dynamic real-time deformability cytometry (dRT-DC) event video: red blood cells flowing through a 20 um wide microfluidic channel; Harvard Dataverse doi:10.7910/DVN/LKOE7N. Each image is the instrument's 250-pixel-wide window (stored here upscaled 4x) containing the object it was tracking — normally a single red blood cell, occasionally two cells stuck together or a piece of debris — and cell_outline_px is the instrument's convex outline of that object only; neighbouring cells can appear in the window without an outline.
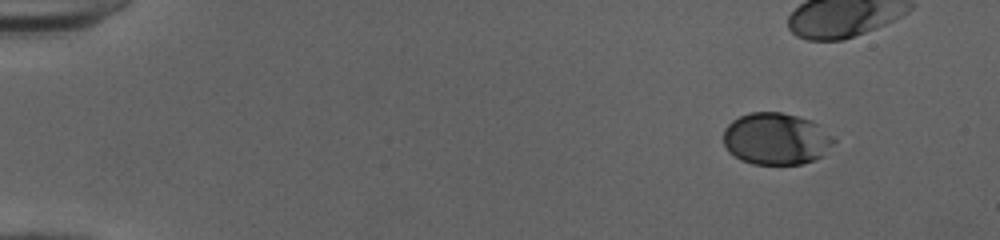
{"species": "human", "species_latin": "Homo sapiens", "temperature_condition": "cold", "stored_images_in_passage": 37, "camera_frame_rate_fps": 3000, "um_per_image_px": 0.085, "donor": {"sex": "female"}, "frame": {"image": 1, "passage_image": 1, "time_ms": 0.0, "image_size_px": [1000, 240], "cell_outline_px": [[836, 140], [820, 156], [812, 160], [800, 164], [752, 164], [740, 160], [728, 152], [724, 144], [724, 128], [732, 120], [748, 112], [780, 112], [812, 120], [832, 136]], "centroid_in_image_um": [65.92, 11.79], "position_along_channel_um": 19.1, "area_um2": 33.23}}
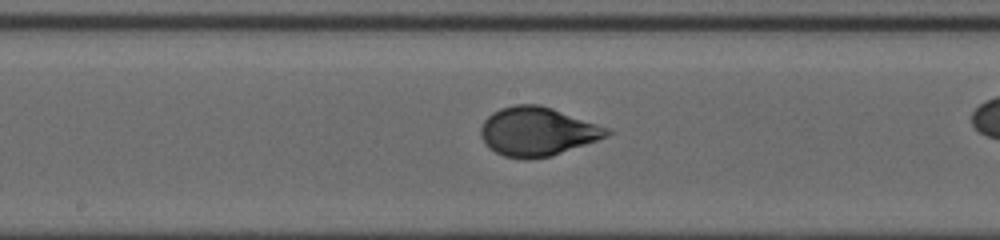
{"frame": {"image": 2, "passage_image": 24, "time_ms": 7.667, "image_size_px": [1000, 240], "cell_outline_px": [[616, 132], [608, 136], [552, 156], [528, 160], [504, 156], [488, 148], [480, 136], [480, 128], [484, 120], [492, 112], [500, 108], [516, 104], [540, 104], [612, 128]], "centroid_in_image_um": [45.7, 11.18], "position_along_channel_um": 202.5, "area_um2": 36.36}}
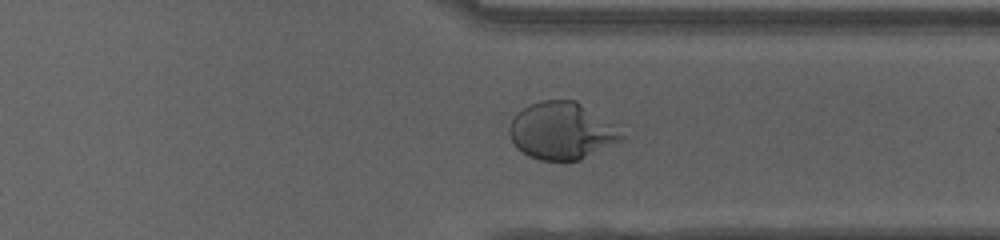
{"frame": {"image": 3, "passage_image": 36, "time_ms": 11.667, "image_size_px": [1000, 240], "cell_outline_px": [[628, 136], [580, 160], [540, 160], [528, 156], [516, 148], [508, 132], [508, 128], [512, 120], [524, 108], [532, 104], [544, 100], [576, 100], [620, 124]], "centroid_in_image_um": [47.84, 11.11], "position_along_channel_um": 363.6, "area_um2": 37.86}}